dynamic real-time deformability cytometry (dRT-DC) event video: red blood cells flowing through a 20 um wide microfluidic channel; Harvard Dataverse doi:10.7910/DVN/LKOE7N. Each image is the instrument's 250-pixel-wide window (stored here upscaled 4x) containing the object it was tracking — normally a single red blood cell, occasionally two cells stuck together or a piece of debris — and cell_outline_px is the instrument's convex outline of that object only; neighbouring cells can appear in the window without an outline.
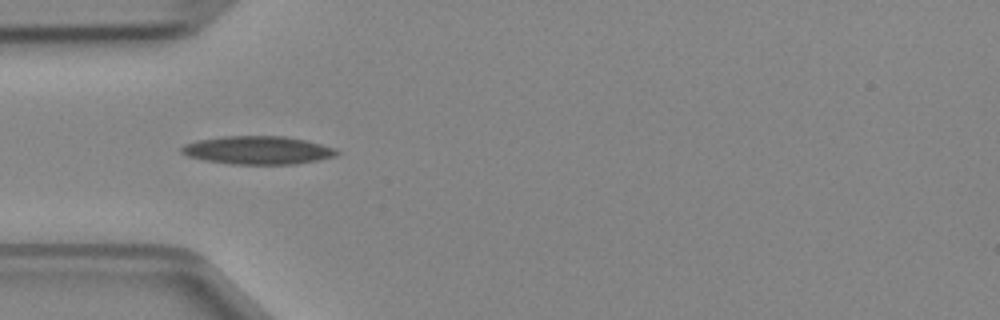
{"species": "Egyptian fruit bat (a non-hibernating species)", "species_latin": "Rousettus aegyptiacus", "temperature_condition": "cold", "stored_images_in_passage": 1, "camera_frame_rate_fps": 3000, "um_per_image_px": 0.085, "animal": {"sex": "female"}, "frame": {"image": 1, "passage_image": 1, "time_ms": 0.0, "image_size_px": [1000, 320], "cell_outline_px": [[340, 152], [336, 156], [296, 164], [232, 164], [204, 160], [188, 156], [180, 152], [180, 148], [184, 144], [196, 140], [224, 136], [284, 136], [304, 140], [336, 148]], "centroid_in_image_um": [21.89, 12.76], "position_along_channel_um": 63.1, "area_um2": 25.49}}